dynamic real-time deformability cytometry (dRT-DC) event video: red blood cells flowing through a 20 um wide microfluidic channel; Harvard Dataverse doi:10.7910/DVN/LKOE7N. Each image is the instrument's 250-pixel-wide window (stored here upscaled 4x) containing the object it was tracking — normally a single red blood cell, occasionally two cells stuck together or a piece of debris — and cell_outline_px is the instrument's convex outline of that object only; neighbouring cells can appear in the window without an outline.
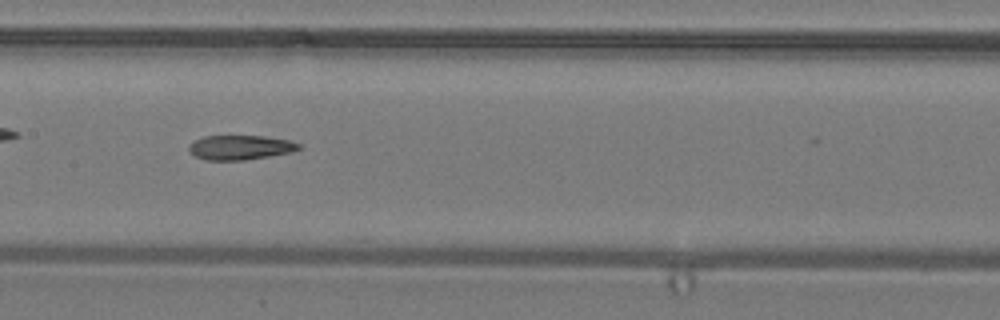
{"species": "common noctule bat (a hibernating species)", "species_latin": "Nyctalus noctula", "temperature_condition": "warm", "stored_images_in_passage": 13, "camera_frame_rate_fps": 3000, "um_per_image_px": 0.085, "animal": {"sex": "male", "body_mass_g": 19.2, "forearm_length_mm": 51.8}, "frame": {"image": 1, "passage_image": 10, "time_ms": 3.0, "image_size_px": [1000, 320], "cell_outline_px": [[300, 148], [288, 152], [268, 156], [244, 160], [208, 160], [196, 156], [188, 148], [196, 140], [204, 136], [264, 136], [288, 140], [300, 144]], "centroid_in_image_um": [20.42, 12.53], "position_along_channel_um": 187.0, "area_um2": 15.26}}
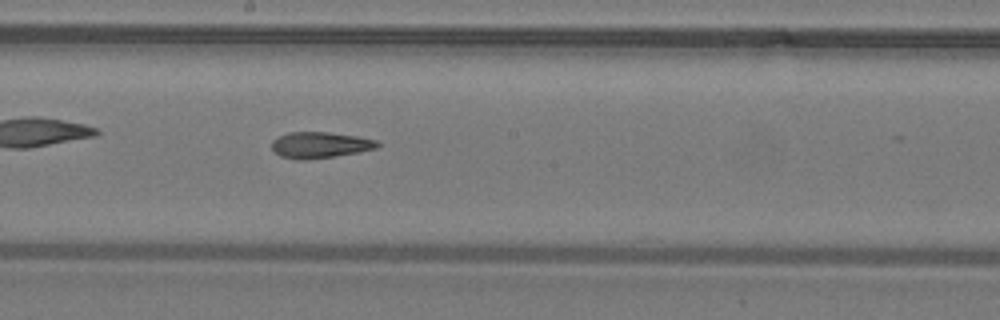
{"frame": {"image": 2, "passage_image": 12, "time_ms": 3.667, "image_size_px": [1000, 320], "cell_outline_px": [[380, 144], [376, 148], [360, 152], [336, 156], [308, 160], [296, 160], [280, 156], [272, 148], [272, 140], [276, 136], [288, 132], [328, 132], [356, 136], [376, 140]], "centroid_in_image_um": [27.17, 12.33], "position_along_channel_um": 221.0, "area_um2": 16.24}}